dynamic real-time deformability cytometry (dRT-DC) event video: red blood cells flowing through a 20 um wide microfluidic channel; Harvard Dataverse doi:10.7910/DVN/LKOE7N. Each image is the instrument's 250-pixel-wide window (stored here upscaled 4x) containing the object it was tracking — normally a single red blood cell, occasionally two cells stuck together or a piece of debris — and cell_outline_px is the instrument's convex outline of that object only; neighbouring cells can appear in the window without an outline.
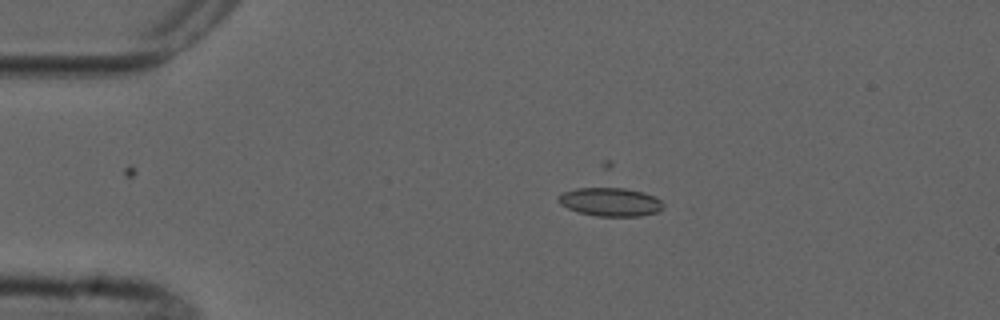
{"species": "common noctule bat (a hibernating species)", "species_latin": "Nyctalus noctula", "temperature_condition": "cold", "stored_images_in_passage": 4, "camera_frame_rate_fps": 3000, "um_per_image_px": 0.085, "animal": {"sex": "male", "forearm_length_mm": 52.5}, "frame": {"image": 1, "passage_image": 3, "time_ms": 2.333, "image_size_px": [1000, 320], "cell_outline_px": [[664, 208], [656, 212], [640, 216], [596, 216], [580, 212], [568, 208], [560, 204], [556, 200], [564, 192], [576, 188], [604, 184], [608, 184], [644, 192], [660, 200], [664, 204]], "centroid_in_image_um": [51.86, 17.11], "position_along_channel_um": 33.1, "area_um2": 18.09}}